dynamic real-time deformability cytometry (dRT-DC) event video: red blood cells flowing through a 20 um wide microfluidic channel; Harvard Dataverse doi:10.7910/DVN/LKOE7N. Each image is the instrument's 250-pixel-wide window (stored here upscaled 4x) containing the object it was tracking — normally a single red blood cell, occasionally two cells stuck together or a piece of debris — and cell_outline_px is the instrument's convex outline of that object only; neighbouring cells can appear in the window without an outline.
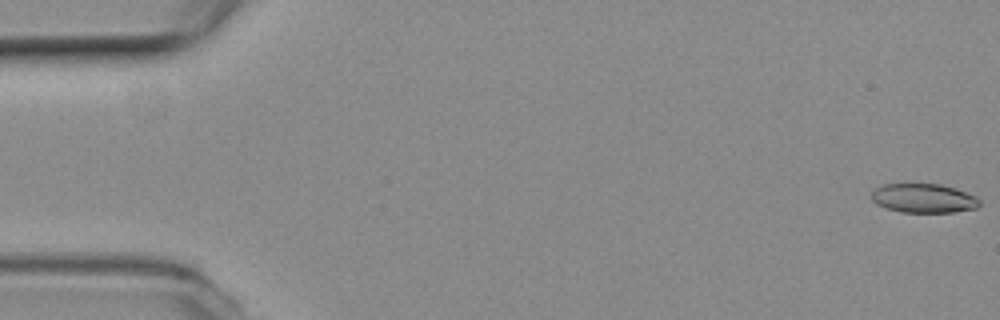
{"species": "common noctule bat (a hibernating species)", "species_latin": "Nyctalus noctula", "temperature_condition": "room temperature", "stored_images_in_passage": 55, "camera_frame_rate_fps": 3000, "um_per_image_px": 0.085, "animal": {"sex": "female", "body_mass_g": 19.3, "forearm_length_mm": 54.1}, "frame": {"image": 1, "passage_image": 1, "time_ms": 0.0, "image_size_px": [1000, 320], "cell_outline_px": [[980, 204], [976, 208], [952, 212], [900, 212], [884, 208], [876, 204], [872, 200], [872, 192], [876, 188], [884, 184], [940, 184], [956, 188], [976, 196], [980, 200]], "centroid_in_image_um": [78.5, 16.85], "position_along_channel_um": 6.5, "area_um2": 18.38}}
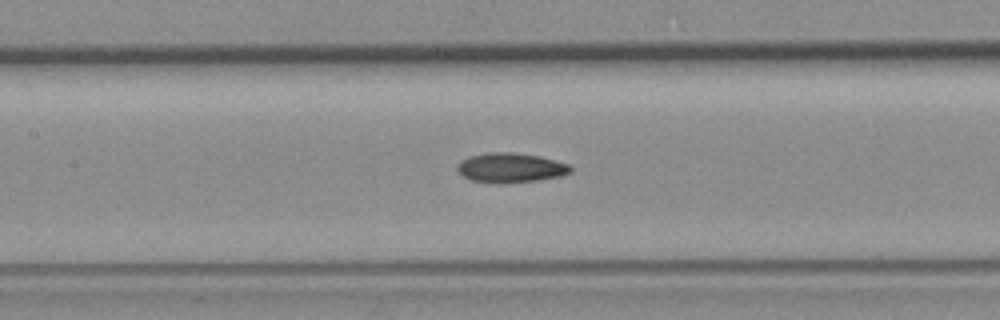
{"frame": {"image": 2, "passage_image": 25, "time_ms": 8.0, "image_size_px": [1000, 320], "cell_outline_px": [[572, 172], [560, 176], [536, 180], [492, 184], [472, 180], [464, 176], [456, 168], [456, 164], [460, 160], [468, 156], [488, 152], [512, 152], [540, 156], [568, 164], [572, 168]], "centroid_in_image_um": [43.36, 14.25], "position_along_channel_um": 164.0, "area_um2": 19.59}}
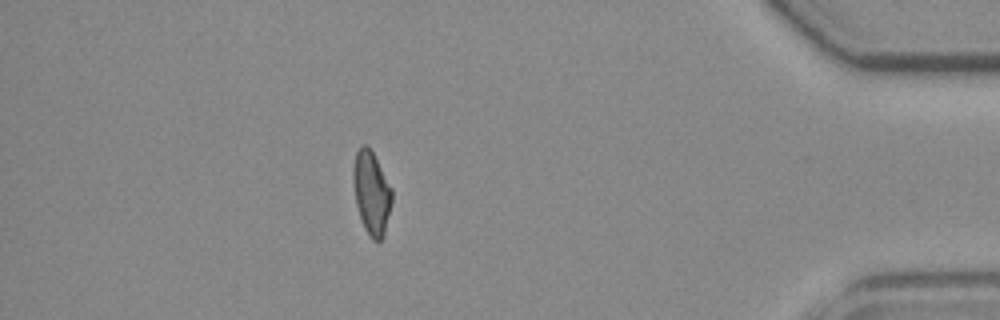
{"frame": {"image": 3, "passage_image": 48, "time_ms": 15.667, "image_size_px": [1000, 320], "cell_outline_px": [[392, 200], [384, 236], [380, 240], [372, 240], [364, 228], [356, 204], [352, 180], [352, 168], [356, 152], [360, 144], [368, 144], [392, 188]], "centroid_in_image_um": [31.56, 16.35], "position_along_channel_um": 403.6, "area_um2": 18.9}, "authors_computed_cell_mechanics": {"area_um2": 19.0162, "velocity_mm_per_s": 3.7804, "shape_relaxation_time_tau1_ms": null, "shape_relaxation_time_tau2_ms": 3.0872, "deformation_change_tau1": null, "deformation_change_tau2": 0.0903}}